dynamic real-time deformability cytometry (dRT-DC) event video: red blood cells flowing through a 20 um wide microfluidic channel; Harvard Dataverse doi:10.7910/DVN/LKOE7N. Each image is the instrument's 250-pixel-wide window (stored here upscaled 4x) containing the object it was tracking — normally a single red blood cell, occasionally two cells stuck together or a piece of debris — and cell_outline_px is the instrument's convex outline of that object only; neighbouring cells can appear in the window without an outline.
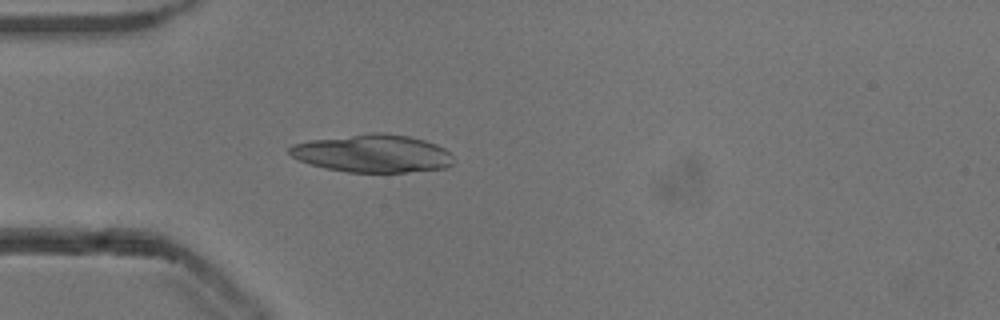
{"species": "common noctule bat (a hibernating species)", "species_latin": "Nyctalus noctula", "temperature_condition": "cold", "stored_images_in_passage": 52, "camera_frame_rate_fps": 3000, "um_per_image_px": 0.085, "animal": {"sex": "male", "body_mass_g": 13.3}, "frame": {"image": 1, "passage_image": 14, "time_ms": 4.333, "image_size_px": [1000, 320], "cell_outline_px": [[452, 164], [444, 168], [404, 172], [348, 172], [328, 168], [312, 164], [300, 160], [292, 156], [288, 152], [288, 148], [292, 144], [308, 140], [372, 132], [380, 132], [408, 136], [424, 140], [436, 144], [444, 148], [452, 156]], "centroid_in_image_um": [31.65, 13.03], "position_along_channel_um": 53.3, "area_um2": 35.95}}